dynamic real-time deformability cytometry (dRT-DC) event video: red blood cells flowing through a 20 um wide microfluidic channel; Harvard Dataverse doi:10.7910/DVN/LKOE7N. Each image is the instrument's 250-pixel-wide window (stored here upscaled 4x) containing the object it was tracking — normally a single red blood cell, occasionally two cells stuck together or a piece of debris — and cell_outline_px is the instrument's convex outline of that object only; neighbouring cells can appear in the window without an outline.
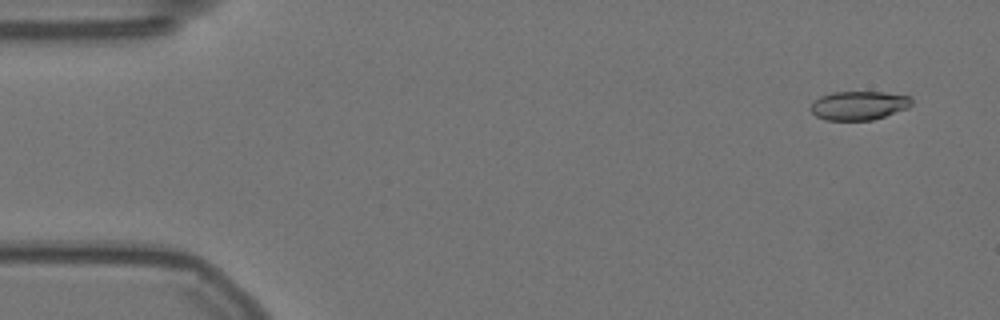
{"species": "Egyptian fruit bat (a non-hibernating species)", "species_latin": "Rousettus aegyptiacus", "temperature_condition": "warm", "stored_images_in_passage": 57, "camera_frame_rate_fps": 3000, "um_per_image_px": 0.085, "animal": {"sex": "female"}, "frame": {"image": 1, "passage_image": 4, "time_ms": 1.0, "image_size_px": [1000, 320], "cell_outline_px": [[912, 104], [908, 108], [872, 120], [824, 120], [816, 116], [812, 112], [812, 104], [820, 96], [832, 92], [884, 92], [912, 96]], "centroid_in_image_um": [73.03, 8.96], "position_along_channel_um": 12.0, "area_um2": 16.94}}
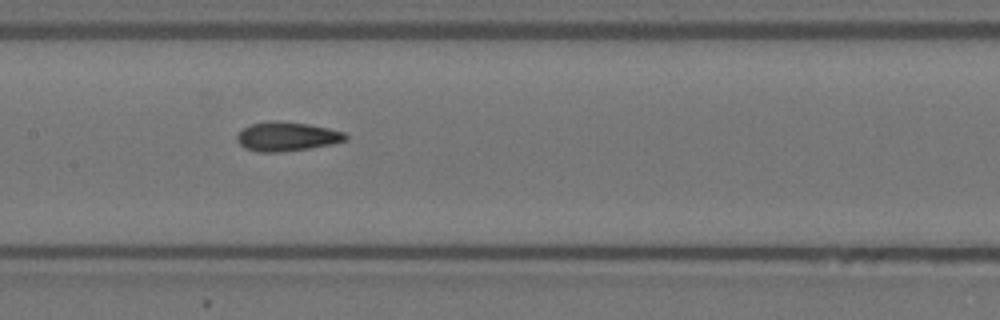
{"frame": {"image": 2, "passage_image": 28, "time_ms": 9.0, "image_size_px": [1000, 320], "cell_outline_px": [[348, 140], [332, 144], [284, 152], [256, 152], [244, 148], [236, 140], [236, 136], [244, 128], [252, 124], [276, 120], [308, 124], [328, 128], [344, 132], [348, 136]], "centroid_in_image_um": [24.39, 11.61], "position_along_channel_um": 183.0, "area_um2": 18.44}}
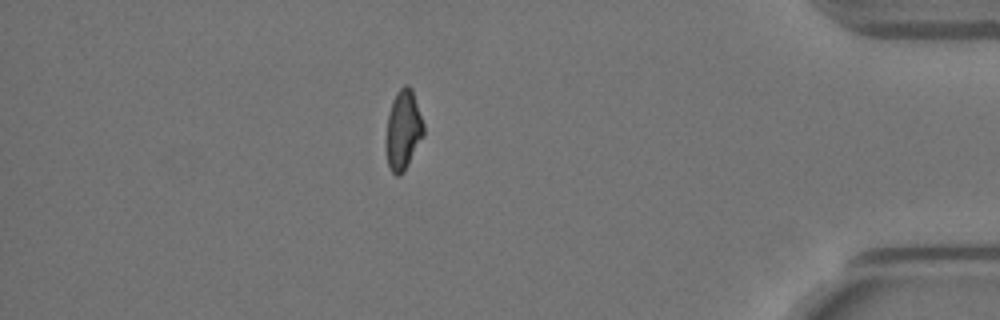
{"frame": {"image": 3, "passage_image": 50, "time_ms": 16.333, "image_size_px": [1000, 320], "cell_outline_px": [[424, 136], [404, 172], [400, 176], [396, 176], [392, 172], [388, 164], [384, 140], [388, 112], [392, 100], [396, 92], [404, 84], [408, 84], [412, 88], [424, 124]], "centroid_in_image_um": [34.25, 11.04], "position_along_channel_um": 400.9, "area_um2": 17.98}, "authors_computed_cell_mechanics": {"area_um2": 17.8602, "velocity_mm_per_s": 3.5653, "shape_relaxation_time_tau1_ms": null, "shape_relaxation_time_tau2_ms": 2.5039, "deformation_change_tau1": null, "deformation_change_tau2": 0.0939}}